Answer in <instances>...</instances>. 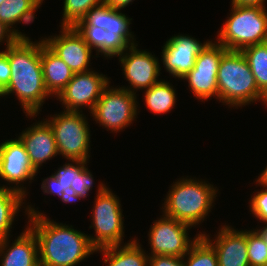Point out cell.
I'll return each mask as SVG.
<instances>
[{"label":"cell","mask_w":267,"mask_h":266,"mask_svg":"<svg viewBox=\"0 0 267 266\" xmlns=\"http://www.w3.org/2000/svg\"><path fill=\"white\" fill-rule=\"evenodd\" d=\"M176 89L165 81L160 80L144 91V101L148 110L154 114H164L171 111L176 104Z\"/></svg>","instance_id":"24"},{"label":"cell","mask_w":267,"mask_h":266,"mask_svg":"<svg viewBox=\"0 0 267 266\" xmlns=\"http://www.w3.org/2000/svg\"><path fill=\"white\" fill-rule=\"evenodd\" d=\"M110 83L108 77L94 70L75 73L57 98L66 111L83 112L84 106L88 107L91 113L102 92Z\"/></svg>","instance_id":"11"},{"label":"cell","mask_w":267,"mask_h":266,"mask_svg":"<svg viewBox=\"0 0 267 266\" xmlns=\"http://www.w3.org/2000/svg\"><path fill=\"white\" fill-rule=\"evenodd\" d=\"M210 41L201 43L189 35L172 36L162 47V63L169 74L182 79L195 65L196 57Z\"/></svg>","instance_id":"15"},{"label":"cell","mask_w":267,"mask_h":266,"mask_svg":"<svg viewBox=\"0 0 267 266\" xmlns=\"http://www.w3.org/2000/svg\"><path fill=\"white\" fill-rule=\"evenodd\" d=\"M20 37L5 23L0 22V42H6V46H11L14 44Z\"/></svg>","instance_id":"37"},{"label":"cell","mask_w":267,"mask_h":266,"mask_svg":"<svg viewBox=\"0 0 267 266\" xmlns=\"http://www.w3.org/2000/svg\"><path fill=\"white\" fill-rule=\"evenodd\" d=\"M186 257L154 255L149 256L148 266H185Z\"/></svg>","instance_id":"34"},{"label":"cell","mask_w":267,"mask_h":266,"mask_svg":"<svg viewBox=\"0 0 267 266\" xmlns=\"http://www.w3.org/2000/svg\"><path fill=\"white\" fill-rule=\"evenodd\" d=\"M45 120L33 123L18 136L37 172L43 163L59 155L52 128Z\"/></svg>","instance_id":"17"},{"label":"cell","mask_w":267,"mask_h":266,"mask_svg":"<svg viewBox=\"0 0 267 266\" xmlns=\"http://www.w3.org/2000/svg\"><path fill=\"white\" fill-rule=\"evenodd\" d=\"M41 189L44 194L57 195L60 199L64 195V191H61V186L55 175H51L43 180Z\"/></svg>","instance_id":"35"},{"label":"cell","mask_w":267,"mask_h":266,"mask_svg":"<svg viewBox=\"0 0 267 266\" xmlns=\"http://www.w3.org/2000/svg\"><path fill=\"white\" fill-rule=\"evenodd\" d=\"M41 66L49 94L57 97L74 76V72L41 40Z\"/></svg>","instance_id":"19"},{"label":"cell","mask_w":267,"mask_h":266,"mask_svg":"<svg viewBox=\"0 0 267 266\" xmlns=\"http://www.w3.org/2000/svg\"><path fill=\"white\" fill-rule=\"evenodd\" d=\"M137 46L138 44L131 45L118 56L124 78L130 84L129 87L123 86L120 88L126 89L131 93H136L137 90L149 89L160 81L158 76H160L161 67L158 58L146 50L137 49Z\"/></svg>","instance_id":"12"},{"label":"cell","mask_w":267,"mask_h":266,"mask_svg":"<svg viewBox=\"0 0 267 266\" xmlns=\"http://www.w3.org/2000/svg\"><path fill=\"white\" fill-rule=\"evenodd\" d=\"M256 183L263 188L267 189V166L266 168L261 172V174L258 176V179L256 180Z\"/></svg>","instance_id":"41"},{"label":"cell","mask_w":267,"mask_h":266,"mask_svg":"<svg viewBox=\"0 0 267 266\" xmlns=\"http://www.w3.org/2000/svg\"><path fill=\"white\" fill-rule=\"evenodd\" d=\"M37 171L33 168L29 155L19 138L0 143V178L8 182L10 189L26 197L27 191L21 183L34 180ZM15 184L13 187L10 184ZM20 186V187H19Z\"/></svg>","instance_id":"13"},{"label":"cell","mask_w":267,"mask_h":266,"mask_svg":"<svg viewBox=\"0 0 267 266\" xmlns=\"http://www.w3.org/2000/svg\"><path fill=\"white\" fill-rule=\"evenodd\" d=\"M63 193L64 195L62 196L61 201L64 203H72L78 201L81 198L84 199L82 196L77 195L71 187H68L66 190H64Z\"/></svg>","instance_id":"38"},{"label":"cell","mask_w":267,"mask_h":266,"mask_svg":"<svg viewBox=\"0 0 267 266\" xmlns=\"http://www.w3.org/2000/svg\"><path fill=\"white\" fill-rule=\"evenodd\" d=\"M70 162L72 163H65V165L58 168V170L53 174L60 183L61 191L66 190L68 187H74L75 175L85 164L88 163L82 161Z\"/></svg>","instance_id":"30"},{"label":"cell","mask_w":267,"mask_h":266,"mask_svg":"<svg viewBox=\"0 0 267 266\" xmlns=\"http://www.w3.org/2000/svg\"><path fill=\"white\" fill-rule=\"evenodd\" d=\"M201 236L214 248L218 266H250L247 250V230H235L228 225L222 226L210 239L205 232Z\"/></svg>","instance_id":"16"},{"label":"cell","mask_w":267,"mask_h":266,"mask_svg":"<svg viewBox=\"0 0 267 266\" xmlns=\"http://www.w3.org/2000/svg\"><path fill=\"white\" fill-rule=\"evenodd\" d=\"M139 245V240L128 241L124 245L108 246L97 249L102 253L108 266H148L149 255Z\"/></svg>","instance_id":"21"},{"label":"cell","mask_w":267,"mask_h":266,"mask_svg":"<svg viewBox=\"0 0 267 266\" xmlns=\"http://www.w3.org/2000/svg\"><path fill=\"white\" fill-rule=\"evenodd\" d=\"M186 256L185 266H218L214 248L202 236L191 246Z\"/></svg>","instance_id":"27"},{"label":"cell","mask_w":267,"mask_h":266,"mask_svg":"<svg viewBox=\"0 0 267 266\" xmlns=\"http://www.w3.org/2000/svg\"><path fill=\"white\" fill-rule=\"evenodd\" d=\"M48 119L59 154L69 161H89L91 134L86 116L64 109Z\"/></svg>","instance_id":"7"},{"label":"cell","mask_w":267,"mask_h":266,"mask_svg":"<svg viewBox=\"0 0 267 266\" xmlns=\"http://www.w3.org/2000/svg\"><path fill=\"white\" fill-rule=\"evenodd\" d=\"M247 250L250 266L267 264V245L256 229L247 230Z\"/></svg>","instance_id":"29"},{"label":"cell","mask_w":267,"mask_h":266,"mask_svg":"<svg viewBox=\"0 0 267 266\" xmlns=\"http://www.w3.org/2000/svg\"><path fill=\"white\" fill-rule=\"evenodd\" d=\"M230 17L223 23L218 43L227 50H238L267 42V10L260 6L231 7Z\"/></svg>","instance_id":"5"},{"label":"cell","mask_w":267,"mask_h":266,"mask_svg":"<svg viewBox=\"0 0 267 266\" xmlns=\"http://www.w3.org/2000/svg\"><path fill=\"white\" fill-rule=\"evenodd\" d=\"M217 81L218 100L229 107H242L260 100L267 105V97L258 89L241 51L226 50L223 53Z\"/></svg>","instance_id":"4"},{"label":"cell","mask_w":267,"mask_h":266,"mask_svg":"<svg viewBox=\"0 0 267 266\" xmlns=\"http://www.w3.org/2000/svg\"><path fill=\"white\" fill-rule=\"evenodd\" d=\"M4 1H6V0H0V5H1Z\"/></svg>","instance_id":"43"},{"label":"cell","mask_w":267,"mask_h":266,"mask_svg":"<svg viewBox=\"0 0 267 266\" xmlns=\"http://www.w3.org/2000/svg\"><path fill=\"white\" fill-rule=\"evenodd\" d=\"M249 203L250 212L254 217L267 225V189L263 188L261 191H257L251 196Z\"/></svg>","instance_id":"32"},{"label":"cell","mask_w":267,"mask_h":266,"mask_svg":"<svg viewBox=\"0 0 267 266\" xmlns=\"http://www.w3.org/2000/svg\"><path fill=\"white\" fill-rule=\"evenodd\" d=\"M160 219L155 220L149 229V244L151 254L163 256L185 257L191 246L201 234H196L193 239L189 238L188 231L192 227L162 214ZM191 239V240H190Z\"/></svg>","instance_id":"9"},{"label":"cell","mask_w":267,"mask_h":266,"mask_svg":"<svg viewBox=\"0 0 267 266\" xmlns=\"http://www.w3.org/2000/svg\"><path fill=\"white\" fill-rule=\"evenodd\" d=\"M10 64L8 62V57L0 51V92L8 85L10 82Z\"/></svg>","instance_id":"36"},{"label":"cell","mask_w":267,"mask_h":266,"mask_svg":"<svg viewBox=\"0 0 267 266\" xmlns=\"http://www.w3.org/2000/svg\"><path fill=\"white\" fill-rule=\"evenodd\" d=\"M136 93L123 88L107 86L102 92L91 112L99 126H103L107 131L119 132L128 127L136 119L137 111Z\"/></svg>","instance_id":"8"},{"label":"cell","mask_w":267,"mask_h":266,"mask_svg":"<svg viewBox=\"0 0 267 266\" xmlns=\"http://www.w3.org/2000/svg\"><path fill=\"white\" fill-rule=\"evenodd\" d=\"M24 195L13 189L0 186V240L10 236V229L12 228L14 218L22 208ZM16 215V216H15Z\"/></svg>","instance_id":"23"},{"label":"cell","mask_w":267,"mask_h":266,"mask_svg":"<svg viewBox=\"0 0 267 266\" xmlns=\"http://www.w3.org/2000/svg\"><path fill=\"white\" fill-rule=\"evenodd\" d=\"M3 53L10 64V82L0 92V96H17L26 116L35 117L51 95L46 89L41 66V40L33 42L29 37L19 38Z\"/></svg>","instance_id":"2"},{"label":"cell","mask_w":267,"mask_h":266,"mask_svg":"<svg viewBox=\"0 0 267 266\" xmlns=\"http://www.w3.org/2000/svg\"><path fill=\"white\" fill-rule=\"evenodd\" d=\"M42 3L39 0H6L0 5V22L5 23L20 38H27L12 27L15 23L29 24L35 19V12Z\"/></svg>","instance_id":"22"},{"label":"cell","mask_w":267,"mask_h":266,"mask_svg":"<svg viewBox=\"0 0 267 266\" xmlns=\"http://www.w3.org/2000/svg\"><path fill=\"white\" fill-rule=\"evenodd\" d=\"M254 75L258 89L267 97V42L241 50Z\"/></svg>","instance_id":"25"},{"label":"cell","mask_w":267,"mask_h":266,"mask_svg":"<svg viewBox=\"0 0 267 266\" xmlns=\"http://www.w3.org/2000/svg\"><path fill=\"white\" fill-rule=\"evenodd\" d=\"M217 191L213 184L202 179L181 178L164 198L162 214L194 227L211 212Z\"/></svg>","instance_id":"3"},{"label":"cell","mask_w":267,"mask_h":266,"mask_svg":"<svg viewBox=\"0 0 267 266\" xmlns=\"http://www.w3.org/2000/svg\"><path fill=\"white\" fill-rule=\"evenodd\" d=\"M106 23L107 5L103 3L92 8L74 27H100L106 30Z\"/></svg>","instance_id":"31"},{"label":"cell","mask_w":267,"mask_h":266,"mask_svg":"<svg viewBox=\"0 0 267 266\" xmlns=\"http://www.w3.org/2000/svg\"><path fill=\"white\" fill-rule=\"evenodd\" d=\"M77 32L84 38L85 42L91 49H96V54L104 57H118L131 44L122 36L110 34L100 27H74Z\"/></svg>","instance_id":"20"},{"label":"cell","mask_w":267,"mask_h":266,"mask_svg":"<svg viewBox=\"0 0 267 266\" xmlns=\"http://www.w3.org/2000/svg\"><path fill=\"white\" fill-rule=\"evenodd\" d=\"M226 50L217 41H210L196 57L194 68L181 79L188 81L189 89L198 100L206 101L213 96L218 99V67Z\"/></svg>","instance_id":"10"},{"label":"cell","mask_w":267,"mask_h":266,"mask_svg":"<svg viewBox=\"0 0 267 266\" xmlns=\"http://www.w3.org/2000/svg\"><path fill=\"white\" fill-rule=\"evenodd\" d=\"M63 20L60 27H74L95 6L104 0H64Z\"/></svg>","instance_id":"26"},{"label":"cell","mask_w":267,"mask_h":266,"mask_svg":"<svg viewBox=\"0 0 267 266\" xmlns=\"http://www.w3.org/2000/svg\"><path fill=\"white\" fill-rule=\"evenodd\" d=\"M256 231L262 236L266 245H267V225L263 226V228L259 227Z\"/></svg>","instance_id":"42"},{"label":"cell","mask_w":267,"mask_h":266,"mask_svg":"<svg viewBox=\"0 0 267 266\" xmlns=\"http://www.w3.org/2000/svg\"><path fill=\"white\" fill-rule=\"evenodd\" d=\"M9 237L0 240L1 266H40L38 242L27 226L9 246Z\"/></svg>","instance_id":"18"},{"label":"cell","mask_w":267,"mask_h":266,"mask_svg":"<svg viewBox=\"0 0 267 266\" xmlns=\"http://www.w3.org/2000/svg\"><path fill=\"white\" fill-rule=\"evenodd\" d=\"M85 164L75 175L74 187H71L77 195L86 198L93 187V175Z\"/></svg>","instance_id":"33"},{"label":"cell","mask_w":267,"mask_h":266,"mask_svg":"<svg viewBox=\"0 0 267 266\" xmlns=\"http://www.w3.org/2000/svg\"><path fill=\"white\" fill-rule=\"evenodd\" d=\"M134 0H104V3L113 9L121 10Z\"/></svg>","instance_id":"40"},{"label":"cell","mask_w":267,"mask_h":266,"mask_svg":"<svg viewBox=\"0 0 267 266\" xmlns=\"http://www.w3.org/2000/svg\"><path fill=\"white\" fill-rule=\"evenodd\" d=\"M61 34L45 37L44 43L75 73L86 72L92 49L74 27H61Z\"/></svg>","instance_id":"14"},{"label":"cell","mask_w":267,"mask_h":266,"mask_svg":"<svg viewBox=\"0 0 267 266\" xmlns=\"http://www.w3.org/2000/svg\"><path fill=\"white\" fill-rule=\"evenodd\" d=\"M131 20L132 18H128L120 10L107 5L106 31L110 34L122 35L131 45H135V36L129 30Z\"/></svg>","instance_id":"28"},{"label":"cell","mask_w":267,"mask_h":266,"mask_svg":"<svg viewBox=\"0 0 267 266\" xmlns=\"http://www.w3.org/2000/svg\"><path fill=\"white\" fill-rule=\"evenodd\" d=\"M265 1L266 0H232L233 5H239V6H260L265 7Z\"/></svg>","instance_id":"39"},{"label":"cell","mask_w":267,"mask_h":266,"mask_svg":"<svg viewBox=\"0 0 267 266\" xmlns=\"http://www.w3.org/2000/svg\"><path fill=\"white\" fill-rule=\"evenodd\" d=\"M28 227L38 242L40 266H75L96 252L87 234L62 223L27 205Z\"/></svg>","instance_id":"1"},{"label":"cell","mask_w":267,"mask_h":266,"mask_svg":"<svg viewBox=\"0 0 267 266\" xmlns=\"http://www.w3.org/2000/svg\"><path fill=\"white\" fill-rule=\"evenodd\" d=\"M100 182L94 209L92 212V224L89 226L95 230V235L90 236L92 246L97 250L100 248L122 245L124 237V222L119 197L107 186Z\"/></svg>","instance_id":"6"}]
</instances>
